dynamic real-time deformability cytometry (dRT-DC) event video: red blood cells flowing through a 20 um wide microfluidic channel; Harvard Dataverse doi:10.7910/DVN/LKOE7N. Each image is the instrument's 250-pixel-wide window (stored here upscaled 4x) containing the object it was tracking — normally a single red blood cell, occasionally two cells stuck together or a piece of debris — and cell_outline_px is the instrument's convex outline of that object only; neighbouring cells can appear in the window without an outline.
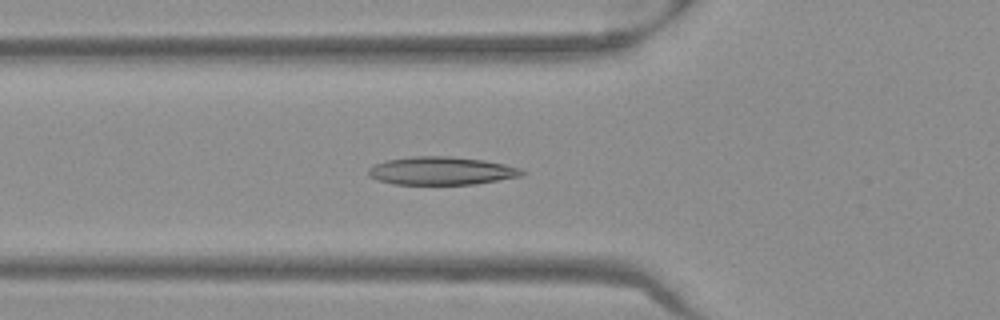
{"species": "Egyptian fruit bat (a non-hibernating species)", "species_latin": "Rousettus aegyptiacus", "temperature_condition": "warm", "stored_images_in_passage": 51, "camera_frame_rate_fps": 3000, "um_per_image_px": 0.085, "frame": {"image": 1, "passage_image": 18, "time_ms": 5.667, "image_size_px": [1000, 320], "cell_outline_px": [[528, 172], [524, 176], [476, 184], [392, 184], [376, 180], [368, 176], [368, 168], [376, 164], [388, 160], [412, 156], [452, 156], [484, 160], [504, 164], [520, 168]], "centroid_in_image_um": [37.56, 14.52], "position_along_channel_um": 88.2, "area_um2": 25.37}}
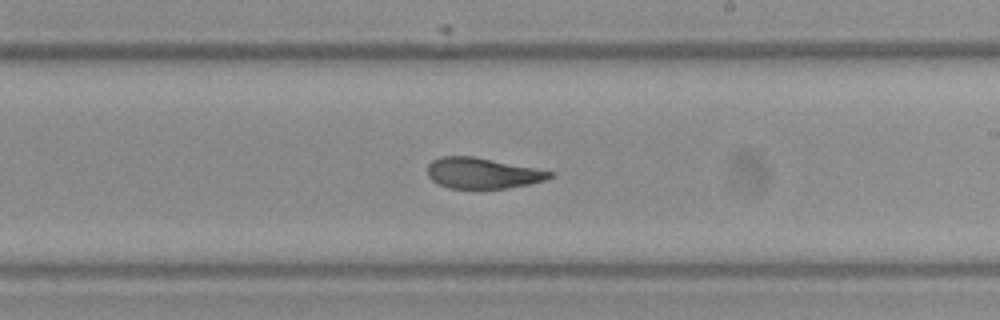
{"frame": {"image": 2, "passage_image": 30, "time_ms": 9.667, "image_size_px": [1000, 320], "cell_outline_px": [[556, 176], [544, 180], [528, 184], [504, 188], [448, 188], [432, 180], [428, 176], [428, 164], [432, 160], [440, 156], [472, 156], [536, 168], [556, 172]], "centroid_in_image_um": [41.03, 14.71], "position_along_channel_um": 248.0, "area_um2": 21.85}}
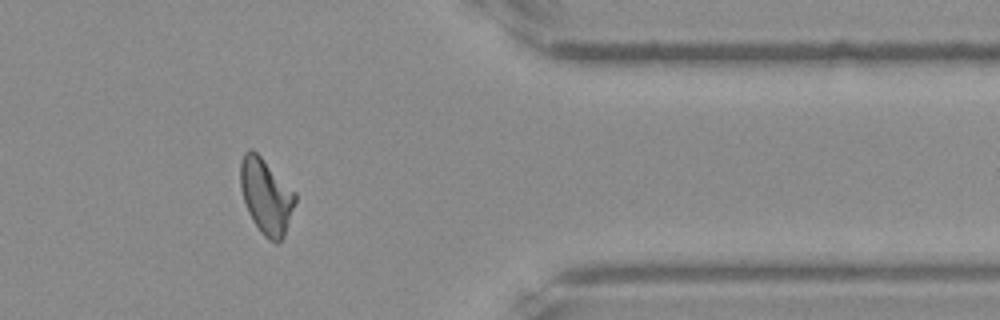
{"frame": {"image": 3, "passage_image": 42, "time_ms": 13.667, "image_size_px": [1000, 320], "cell_outline_px": [[296, 200], [284, 236], [276, 244], [268, 240], [260, 232], [252, 220], [248, 212], [240, 188], [240, 160], [244, 152], [248, 148], [252, 148], [296, 192]], "centroid_in_image_um": [22.6, 16.67], "position_along_channel_um": 388.8, "area_um2": 24.1}, "authors_computed_cell_mechanics": {"area_um2": 23.9292, "velocity_mm_per_s": 3.9742, "shape_relaxation_time_tau1_ms": 6.1287, "shape_relaxation_time_tau2_ms": 1.9991, "deformation_change_tau1": 0.1829, "deformation_change_tau2": 0.0814}}